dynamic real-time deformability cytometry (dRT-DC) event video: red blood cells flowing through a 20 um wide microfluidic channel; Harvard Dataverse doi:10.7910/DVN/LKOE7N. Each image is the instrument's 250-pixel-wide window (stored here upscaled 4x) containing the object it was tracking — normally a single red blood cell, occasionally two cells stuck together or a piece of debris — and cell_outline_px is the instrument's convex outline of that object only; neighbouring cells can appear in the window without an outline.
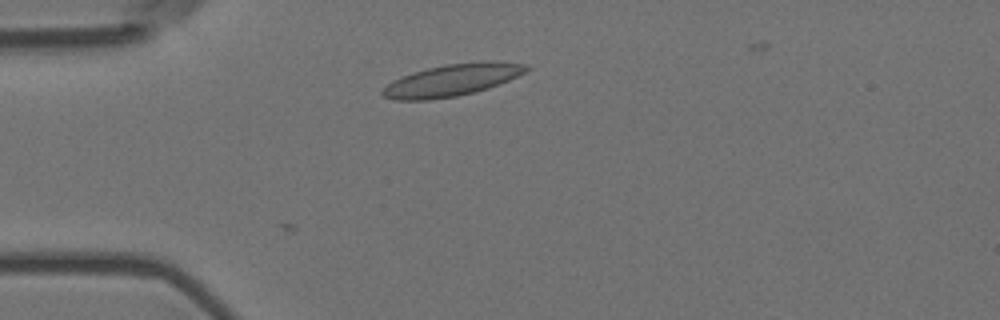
{"species": "Egyptian fruit bat (a non-hibernating species)", "species_latin": "Rousettus aegyptiacus", "temperature_condition": "room temperature", "stored_images_in_passage": 3, "camera_frame_rate_fps": 3000, "um_per_image_px": 0.085, "animal": {"sex": "female"}, "frame": {"image": 1, "passage_image": 2, "time_ms": 0.333, "image_size_px": [1000, 320], "cell_outline_px": [[532, 68], [508, 80], [488, 88], [456, 96], [428, 100], [396, 100], [380, 96], [380, 92], [392, 80], [428, 68], [448, 64], [484, 60], [528, 64]], "centroid_in_image_um": [38.42, 6.8], "position_along_channel_um": 46.6, "area_um2": 26.53}}